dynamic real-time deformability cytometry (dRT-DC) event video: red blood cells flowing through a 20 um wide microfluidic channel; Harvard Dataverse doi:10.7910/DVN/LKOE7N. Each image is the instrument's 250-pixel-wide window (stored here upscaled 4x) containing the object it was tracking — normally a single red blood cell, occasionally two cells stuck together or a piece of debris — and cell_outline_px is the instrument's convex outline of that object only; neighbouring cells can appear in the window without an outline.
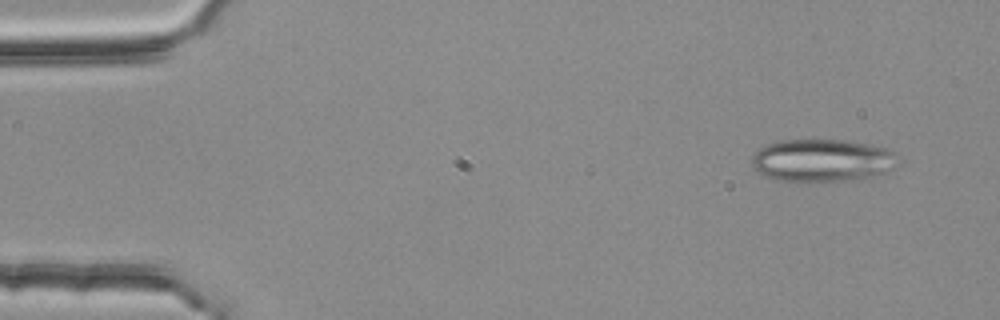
{"species": "common noctule bat (a hibernating species)", "species_latin": "Nyctalus noctula", "temperature_condition": "room temperature", "stored_images_in_passage": 3, "camera_frame_rate_fps": 3000, "um_per_image_px": 0.085, "animal": {"sex": "female", "body_mass_g": 25.1}, "frame": {"image": 1, "passage_image": 1, "time_ms": 0.0, "image_size_px": [1000, 320], "cell_outline_px": [[900, 164], [896, 168], [872, 176], [852, 180], [776, 180], [764, 176], [752, 164], [752, 156], [760, 148], [776, 140], [852, 140], [872, 144], [884, 148], [892, 152]], "centroid_in_image_um": [69.92, 13.61], "position_along_channel_um": 15.1, "area_um2": 36.07}}